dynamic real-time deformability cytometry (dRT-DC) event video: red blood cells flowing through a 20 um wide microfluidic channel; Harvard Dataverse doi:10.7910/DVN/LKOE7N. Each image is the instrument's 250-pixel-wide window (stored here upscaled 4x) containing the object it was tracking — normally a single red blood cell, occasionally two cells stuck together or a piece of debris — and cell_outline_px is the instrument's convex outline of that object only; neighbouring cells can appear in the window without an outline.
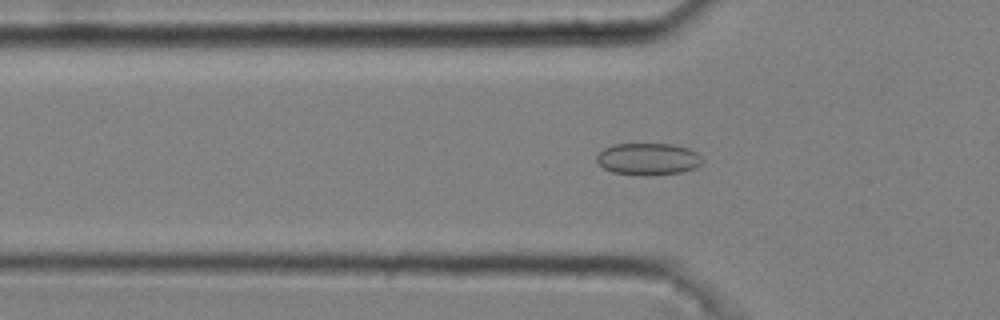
{"species": "common noctule bat (a hibernating species)", "species_latin": "Nyctalus noctula", "temperature_condition": "cold", "stored_images_in_passage": 52, "camera_frame_rate_fps": 3000, "um_per_image_px": 0.085, "animal": {"sex": "male", "body_mass_g": 20.4}, "frame": {"image": 1, "passage_image": 17, "time_ms": 5.333, "image_size_px": [1000, 320], "cell_outline_px": [[704, 160], [696, 168], [680, 172], [648, 176], [640, 176], [612, 172], [604, 168], [596, 160], [596, 156], [604, 148], [612, 144], [676, 144], [688, 148], [696, 152]], "centroid_in_image_um": [55.09, 13.52], "position_along_channel_um": 70.7, "area_um2": 19.88}}
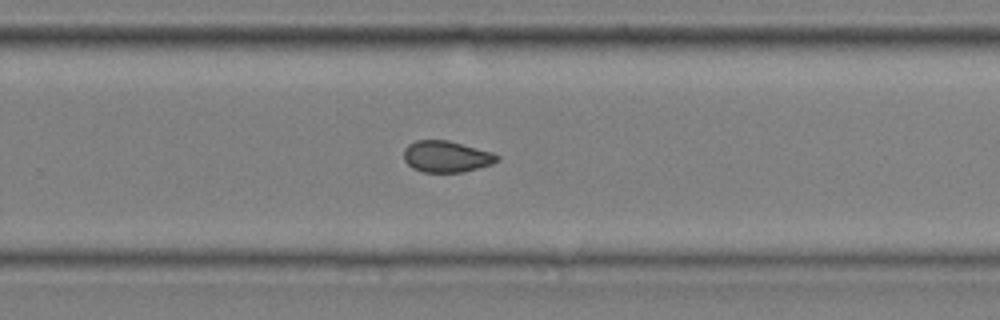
{"frame": {"image": 2, "passage_image": 35, "time_ms": 11.333, "image_size_px": [1000, 320], "cell_outline_px": [[500, 160], [492, 164], [464, 172], [424, 172], [412, 168], [404, 160], [404, 148], [408, 144], [416, 140], [448, 140], [492, 152], [500, 156]], "centroid_in_image_um": [37.95, 13.3], "position_along_channel_um": 291.8, "area_um2": 17.17}}
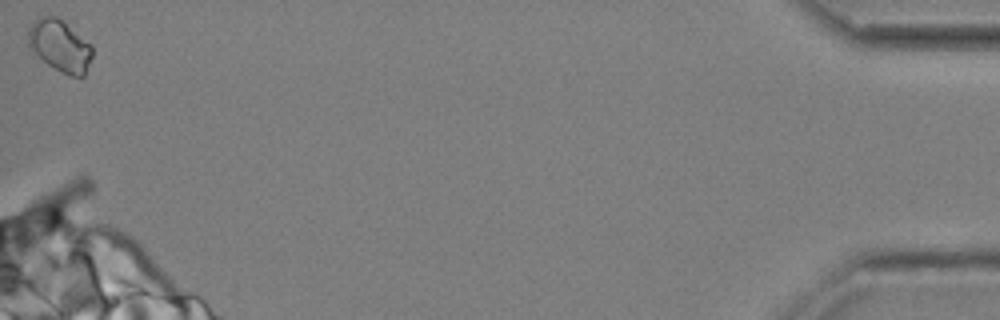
{"frame": {"image": 3, "passage_image": 52, "time_ms": 17.0, "image_size_px": [1000, 320], "cell_outline_px": [[92, 56], [84, 76], [68, 76], [60, 72], [48, 64], [28, 44], [28, 28], [36, 20], [44, 16], [56, 16], [92, 44]], "centroid_in_image_um": [5.12, 3.9], "position_along_channel_um": 430.1, "area_um2": 18.96}, "authors_computed_cell_mechanics": {"area_um2": 17.629, "velocity_mm_per_s": 3.6893, "shape_relaxation_time_tau1_ms": 3.8678, "shape_relaxation_time_tau2_ms": 2.5724, "deformation_change_tau1": 0.0612, "deformation_change_tau2": 0.0625}}